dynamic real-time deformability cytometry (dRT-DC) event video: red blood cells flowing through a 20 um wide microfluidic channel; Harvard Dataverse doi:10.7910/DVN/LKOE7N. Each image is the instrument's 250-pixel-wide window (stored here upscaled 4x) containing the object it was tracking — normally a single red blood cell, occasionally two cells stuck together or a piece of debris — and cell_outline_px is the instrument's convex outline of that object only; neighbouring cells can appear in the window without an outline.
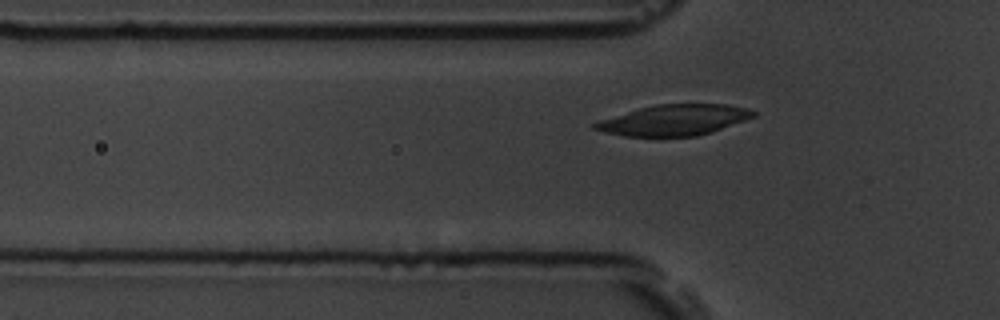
{"species": "common noctule bat (a hibernating species)", "species_latin": "Nyctalus noctula", "temperature_condition": "room temperature", "stored_images_in_passage": 34, "camera_frame_rate_fps": 3000, "um_per_image_px": 0.085, "animal": {"sex": "male", "body_mass_g": 19.5, "forearm_length_mm": 54.6}, "frame": {"image": 1, "passage_image": 3, "time_ms": 0.667, "image_size_px": [1000, 320], "cell_outline_px": [[756, 116], [712, 132], [696, 136], [624, 136], [604, 132], [592, 128], [592, 124], [600, 120], [640, 108], [656, 104], [728, 104], [748, 108], [756, 112]], "centroid_in_image_um": [57.33, 10.2], "position_along_channel_um": 68.5, "area_um2": 28.26}}
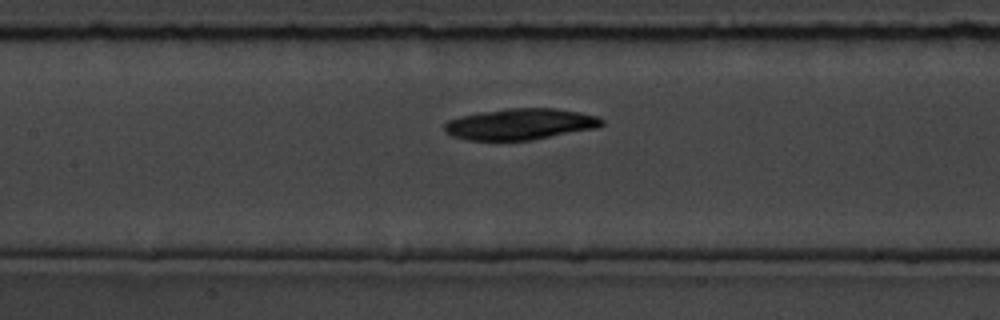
{"frame": {"image": 2, "passage_image": 11, "time_ms": 3.333, "image_size_px": [1000, 320], "cell_outline_px": [[604, 124], [596, 128], [532, 140], [468, 140], [452, 136], [444, 132], [444, 124], [448, 120], [460, 116], [480, 112], [508, 108], [556, 108], [580, 112], [600, 116], [604, 120]], "centroid_in_image_um": [44.24, 10.54], "position_along_channel_um": 163.2, "area_um2": 28.78}}
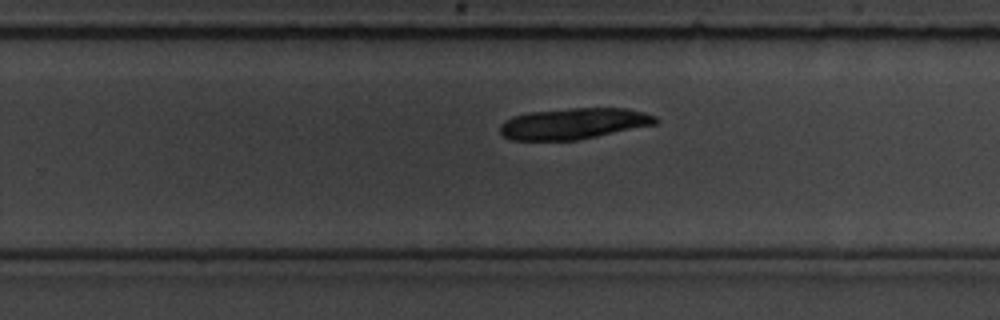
{"frame": {"image": 3, "passage_image": 21, "time_ms": 6.667, "image_size_px": [1000, 320], "cell_outline_px": [[660, 120], [656, 124], [576, 140], [512, 140], [504, 136], [500, 132], [500, 124], [504, 120], [512, 116], [528, 112], [572, 108], [628, 108], [644, 112], [656, 116]], "centroid_in_image_um": [48.76, 10.49], "position_along_channel_um": 281.0, "area_um2": 28.21}, "authors_computed_cell_mechanics": {"area_um2": 28.4954, "velocity_mm_per_s": 3.5526, "shape_relaxation_time_tau1_ms": null, "shape_relaxation_time_tau2_ms": 4.365, "deformation_change_tau1": null, "deformation_change_tau2": 0.0319}}